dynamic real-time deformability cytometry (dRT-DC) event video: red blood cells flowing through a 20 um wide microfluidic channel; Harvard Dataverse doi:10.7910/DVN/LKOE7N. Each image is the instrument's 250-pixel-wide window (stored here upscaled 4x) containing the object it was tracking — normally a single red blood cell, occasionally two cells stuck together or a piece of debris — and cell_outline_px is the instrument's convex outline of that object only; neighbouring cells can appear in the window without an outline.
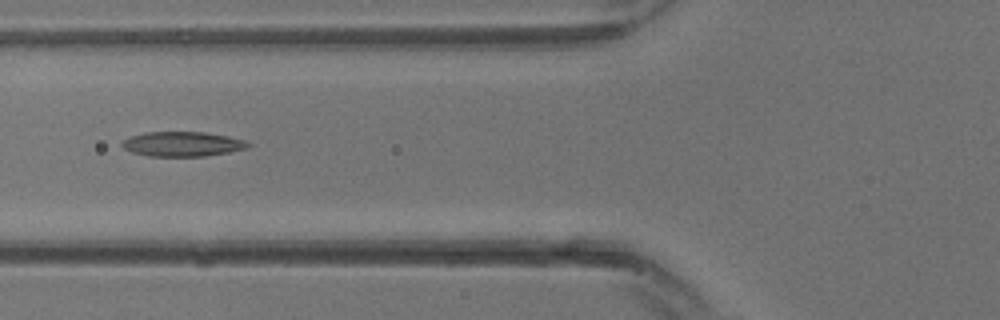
{"species": "common noctule bat (a hibernating species)", "species_latin": "Nyctalus noctula", "temperature_condition": "warm", "stored_images_in_passage": 7, "camera_frame_rate_fps": 3000, "um_per_image_px": 0.085, "animal": {"sex": "male", "body_mass_g": 13.3}, "frame": {"image": 1, "passage_image": 4, "time_ms": 1.0, "image_size_px": [1000, 320], "cell_outline_px": [[252, 144], [248, 148], [228, 152], [204, 156], [148, 156], [132, 152], [124, 148], [120, 144], [128, 136], [144, 132], [204, 132], [228, 136], [248, 140]], "centroid_in_image_um": [15.52, 12.23], "position_along_channel_um": 110.3, "area_um2": 18.32}}
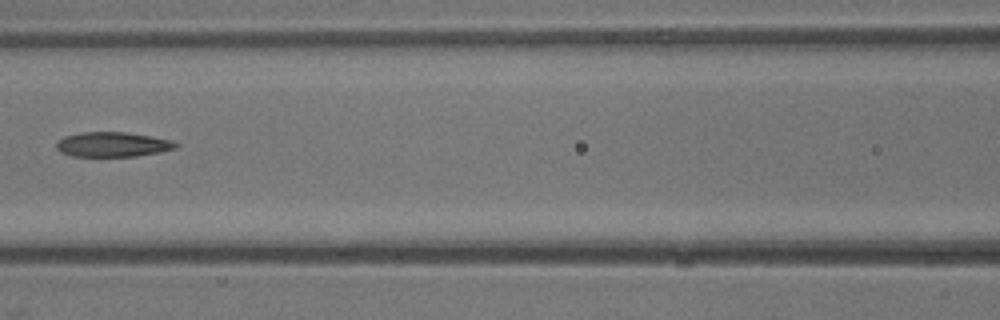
{"frame": {"image": 2, "passage_image": 6, "time_ms": 1.667, "image_size_px": [1000, 320], "cell_outline_px": [[180, 144], [176, 148], [160, 152], [136, 156], [72, 156], [60, 152], [56, 148], [56, 144], [64, 136], [80, 132], [124, 132], [172, 140]], "centroid_in_image_um": [9.57, 12.28], "position_along_channel_um": 157.0, "area_um2": 17.17}}